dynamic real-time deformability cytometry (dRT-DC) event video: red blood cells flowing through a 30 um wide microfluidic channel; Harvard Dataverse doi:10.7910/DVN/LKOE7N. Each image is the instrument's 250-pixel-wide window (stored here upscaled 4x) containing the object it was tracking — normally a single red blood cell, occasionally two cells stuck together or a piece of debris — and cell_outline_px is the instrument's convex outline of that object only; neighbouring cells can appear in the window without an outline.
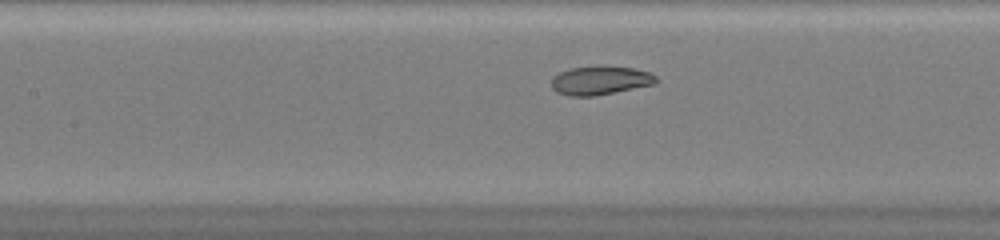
{"species": "common noctule bat (a hibernating species)", "species_latin": "Nyctalus noctula", "temperature_condition": "warm", "stored_images_in_passage": 30, "camera_frame_rate_fps": 3000, "um_per_image_px": 0.085, "animal": {"sex": "female", "body_mass_g": 20.0, "forearm_length_mm": 54.0}, "frame": {"image": 1, "passage_image": 11, "time_ms": 3.333, "image_size_px": [1000, 240], "cell_outline_px": [[660, 80], [656, 84], [596, 96], [568, 96], [556, 92], [552, 88], [552, 76], [560, 72], [572, 68], [600, 64], [604, 64], [632, 68], [648, 72], [656, 76]], "centroid_in_image_um": [51.04, 6.82], "position_along_channel_um": 156.4, "area_um2": 18.03}}
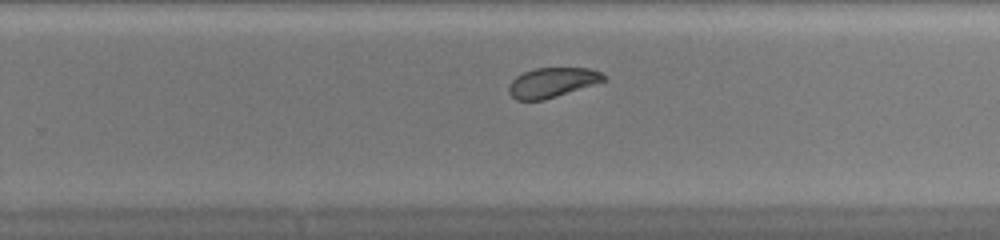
{"frame": {"image": 2, "passage_image": 20, "time_ms": 6.333, "image_size_px": [1000, 240], "cell_outline_px": [[608, 80], [544, 100], [516, 100], [508, 92], [508, 84], [516, 76], [524, 72], [536, 68], [588, 68], [600, 72]], "centroid_in_image_um": [46.92, 7.01], "position_along_channel_um": 282.9, "area_um2": 16.42}}
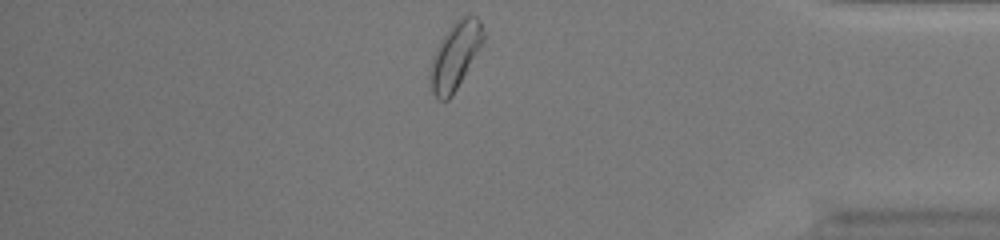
{"frame": {"image": 3, "passage_image": 30, "time_ms": 9.667, "image_size_px": [1000, 240], "cell_outline_px": [[484, 40], [452, 96], [448, 100], [440, 100], [432, 92], [428, 84], [428, 76], [432, 60], [436, 48], [452, 24], [460, 16], [476, 16], [480, 20], [484, 32]], "centroid_in_image_um": [38.67, 4.75], "position_along_channel_um": 396.5, "area_um2": 20.46}, "authors_computed_cell_mechanics": {"area_um2": 17.8891, "velocity_mm_per_s": 4.2317, "shape_relaxation_time_tau1_ms": 1.7172, "shape_relaxation_time_tau2_ms": 2.2884, "deformation_change_tau1": 0.0928, "deformation_change_tau2": 0.0719}}